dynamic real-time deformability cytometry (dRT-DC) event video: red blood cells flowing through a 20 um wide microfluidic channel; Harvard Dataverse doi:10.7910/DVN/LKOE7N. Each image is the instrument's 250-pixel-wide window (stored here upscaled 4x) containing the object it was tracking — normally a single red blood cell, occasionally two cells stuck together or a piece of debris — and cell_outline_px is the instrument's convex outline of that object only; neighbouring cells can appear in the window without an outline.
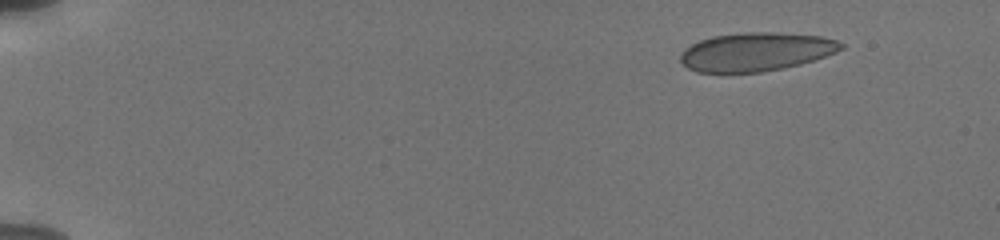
{"species": "human", "species_latin": "Homo sapiens", "temperature_condition": "cold", "stored_images_in_passage": 13, "camera_frame_rate_fps": 3000, "um_per_image_px": 0.085, "donor": {"sex": "male"}, "frame": {"image": 1, "passage_image": 1, "time_ms": 0.0, "image_size_px": [1000, 240], "cell_outline_px": [[844, 48], [836, 52], [800, 64], [784, 68], [760, 72], [696, 72], [688, 68], [680, 60], [680, 56], [684, 48], [700, 40], [712, 36], [744, 32], [780, 32], [820, 36], [836, 40], [844, 44]], "centroid_in_image_um": [64.25, 4.39], "position_along_channel_um": 20.7, "area_um2": 36.07}}
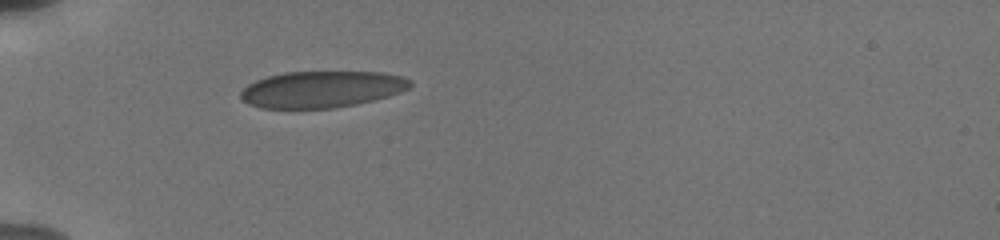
{"frame": {"image": 2, "passage_image": 10, "time_ms": 4.0, "image_size_px": [1000, 240], "cell_outline_px": [[412, 84], [408, 88], [400, 92], [388, 96], [356, 104], [336, 108], [260, 108], [248, 104], [240, 100], [240, 92], [248, 84], [256, 80], [268, 76], [284, 72], [384, 72], [400, 76], [412, 80]], "centroid_in_image_um": [27.32, 7.59], "position_along_channel_um": 57.7, "area_um2": 36.18}}